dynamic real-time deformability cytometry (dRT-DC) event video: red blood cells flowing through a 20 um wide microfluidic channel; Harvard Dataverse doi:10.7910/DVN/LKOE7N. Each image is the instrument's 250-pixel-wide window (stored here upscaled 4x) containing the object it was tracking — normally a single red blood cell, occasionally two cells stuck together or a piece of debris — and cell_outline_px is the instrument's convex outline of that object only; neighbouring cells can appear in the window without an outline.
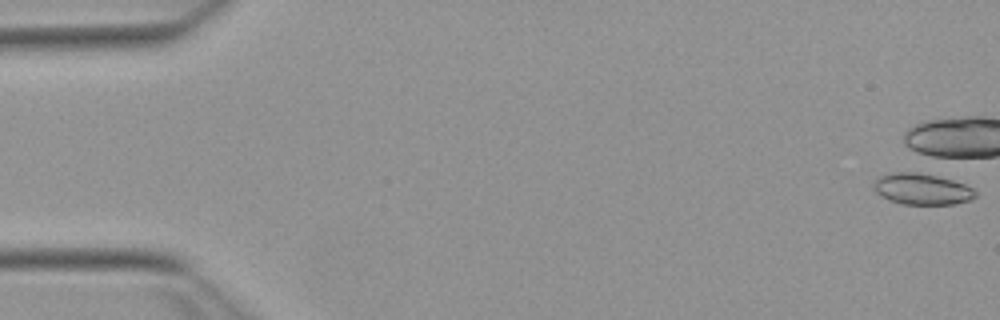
{"species": "Egyptian fruit bat (a non-hibernating species)", "species_latin": "Rousettus aegyptiacus", "temperature_condition": "warm", "stored_images_in_passage": 2, "camera_frame_rate_fps": 3000, "um_per_image_px": 0.085, "animal": {"sex": "female"}, "frame": {"image": 1, "passage_image": 1, "time_ms": 0.0, "image_size_px": [1000, 320], "cell_outline_px": [[976, 196], [972, 200], [956, 204], [904, 204], [888, 200], [880, 196], [872, 188], [872, 180], [880, 176], [892, 172], [916, 172], [936, 176], [952, 180], [964, 184], [972, 188], [976, 192]], "centroid_in_image_um": [78.32, 16.07], "position_along_channel_um": 6.7, "area_um2": 18.67}}